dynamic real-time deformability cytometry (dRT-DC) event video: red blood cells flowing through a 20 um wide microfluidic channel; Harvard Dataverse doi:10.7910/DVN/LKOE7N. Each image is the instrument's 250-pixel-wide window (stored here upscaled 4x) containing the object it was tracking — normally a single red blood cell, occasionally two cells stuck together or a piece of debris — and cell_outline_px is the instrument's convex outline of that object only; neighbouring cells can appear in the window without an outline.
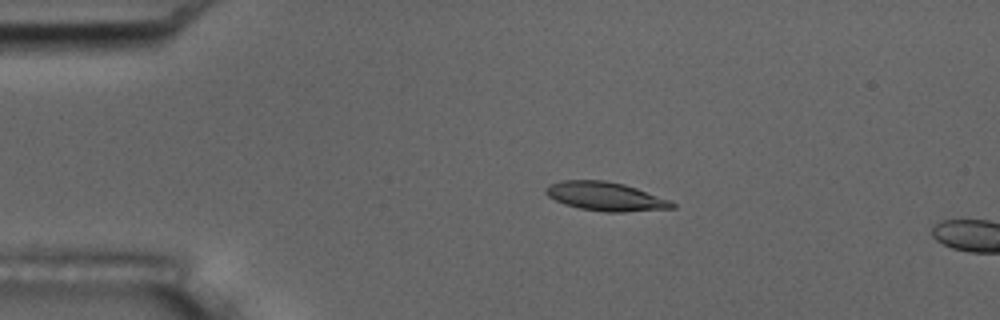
{"species": "common noctule bat (a hibernating species)", "species_latin": "Nyctalus noctula", "temperature_condition": "room temperature", "stored_images_in_passage": 11, "camera_frame_rate_fps": 3000, "um_per_image_px": 0.085, "animal": {"sex": "male", "body_mass_g": 17.5, "forearm_length_mm": 52.3}, "frame": {"image": 1, "passage_image": 8, "time_ms": 2.333, "image_size_px": [1000, 320], "cell_outline_px": [[676, 208], [624, 212], [604, 212], [580, 208], [564, 204], [548, 196], [544, 192], [544, 188], [548, 184], [560, 180], [604, 180], [624, 184], [672, 200], [676, 204]], "centroid_in_image_um": [51.47, 16.69], "position_along_channel_um": 33.5, "area_um2": 21.39}}